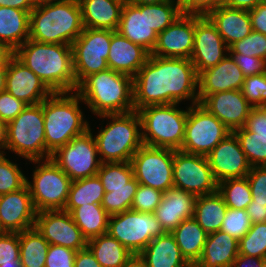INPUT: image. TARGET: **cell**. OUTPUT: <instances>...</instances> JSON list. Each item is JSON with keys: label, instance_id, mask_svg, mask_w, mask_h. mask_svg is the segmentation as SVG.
<instances>
[{"label": "cell", "instance_id": "cell-1", "mask_svg": "<svg viewBox=\"0 0 266 267\" xmlns=\"http://www.w3.org/2000/svg\"><path fill=\"white\" fill-rule=\"evenodd\" d=\"M135 111L149 105L199 104L198 74L190 59L149 55L133 77Z\"/></svg>", "mask_w": 266, "mask_h": 267}, {"label": "cell", "instance_id": "cell-2", "mask_svg": "<svg viewBox=\"0 0 266 267\" xmlns=\"http://www.w3.org/2000/svg\"><path fill=\"white\" fill-rule=\"evenodd\" d=\"M14 56L53 93L77 90L71 45L40 43L28 39L14 51Z\"/></svg>", "mask_w": 266, "mask_h": 267}, {"label": "cell", "instance_id": "cell-3", "mask_svg": "<svg viewBox=\"0 0 266 267\" xmlns=\"http://www.w3.org/2000/svg\"><path fill=\"white\" fill-rule=\"evenodd\" d=\"M76 92L95 116L135 110L133 78L109 68L87 76Z\"/></svg>", "mask_w": 266, "mask_h": 267}, {"label": "cell", "instance_id": "cell-4", "mask_svg": "<svg viewBox=\"0 0 266 267\" xmlns=\"http://www.w3.org/2000/svg\"><path fill=\"white\" fill-rule=\"evenodd\" d=\"M80 102L84 103L76 91L55 92L43 101L46 159L89 129Z\"/></svg>", "mask_w": 266, "mask_h": 267}, {"label": "cell", "instance_id": "cell-5", "mask_svg": "<svg viewBox=\"0 0 266 267\" xmlns=\"http://www.w3.org/2000/svg\"><path fill=\"white\" fill-rule=\"evenodd\" d=\"M83 30L80 4L60 0L30 12L29 39L36 42L72 45Z\"/></svg>", "mask_w": 266, "mask_h": 267}, {"label": "cell", "instance_id": "cell-6", "mask_svg": "<svg viewBox=\"0 0 266 267\" xmlns=\"http://www.w3.org/2000/svg\"><path fill=\"white\" fill-rule=\"evenodd\" d=\"M107 125L98 129L94 139L101 163L130 162L143 145L141 120L137 111L99 116ZM108 119V120H107Z\"/></svg>", "mask_w": 266, "mask_h": 267}, {"label": "cell", "instance_id": "cell-7", "mask_svg": "<svg viewBox=\"0 0 266 267\" xmlns=\"http://www.w3.org/2000/svg\"><path fill=\"white\" fill-rule=\"evenodd\" d=\"M179 106V103L149 105L137 110L144 145L181 150L188 106L186 110Z\"/></svg>", "mask_w": 266, "mask_h": 267}, {"label": "cell", "instance_id": "cell-8", "mask_svg": "<svg viewBox=\"0 0 266 267\" xmlns=\"http://www.w3.org/2000/svg\"><path fill=\"white\" fill-rule=\"evenodd\" d=\"M27 161L46 159L43 102L27 107L7 123V149Z\"/></svg>", "mask_w": 266, "mask_h": 267}, {"label": "cell", "instance_id": "cell-9", "mask_svg": "<svg viewBox=\"0 0 266 267\" xmlns=\"http://www.w3.org/2000/svg\"><path fill=\"white\" fill-rule=\"evenodd\" d=\"M29 162L37 165L26 182L36 212L64 210L72 180L51 158Z\"/></svg>", "mask_w": 266, "mask_h": 267}, {"label": "cell", "instance_id": "cell-10", "mask_svg": "<svg viewBox=\"0 0 266 267\" xmlns=\"http://www.w3.org/2000/svg\"><path fill=\"white\" fill-rule=\"evenodd\" d=\"M107 233L133 254H140L153 238L165 231L153 213L130 209L109 217Z\"/></svg>", "mask_w": 266, "mask_h": 267}, {"label": "cell", "instance_id": "cell-11", "mask_svg": "<svg viewBox=\"0 0 266 267\" xmlns=\"http://www.w3.org/2000/svg\"><path fill=\"white\" fill-rule=\"evenodd\" d=\"M112 30L84 28L72 43L73 67L77 86L89 75L108 69Z\"/></svg>", "mask_w": 266, "mask_h": 267}, {"label": "cell", "instance_id": "cell-12", "mask_svg": "<svg viewBox=\"0 0 266 267\" xmlns=\"http://www.w3.org/2000/svg\"><path fill=\"white\" fill-rule=\"evenodd\" d=\"M231 131L202 105L188 106L181 151L208 155Z\"/></svg>", "mask_w": 266, "mask_h": 267}, {"label": "cell", "instance_id": "cell-13", "mask_svg": "<svg viewBox=\"0 0 266 267\" xmlns=\"http://www.w3.org/2000/svg\"><path fill=\"white\" fill-rule=\"evenodd\" d=\"M89 129L51 154V159L74 181L93 177L101 166L93 131Z\"/></svg>", "mask_w": 266, "mask_h": 267}, {"label": "cell", "instance_id": "cell-14", "mask_svg": "<svg viewBox=\"0 0 266 267\" xmlns=\"http://www.w3.org/2000/svg\"><path fill=\"white\" fill-rule=\"evenodd\" d=\"M173 149L142 145L132 156L130 163L135 179L161 192L174 187Z\"/></svg>", "mask_w": 266, "mask_h": 267}, {"label": "cell", "instance_id": "cell-15", "mask_svg": "<svg viewBox=\"0 0 266 267\" xmlns=\"http://www.w3.org/2000/svg\"><path fill=\"white\" fill-rule=\"evenodd\" d=\"M173 184L174 187L195 196L211 194L218 189V182L209 166L207 157L181 150L174 151Z\"/></svg>", "mask_w": 266, "mask_h": 267}, {"label": "cell", "instance_id": "cell-16", "mask_svg": "<svg viewBox=\"0 0 266 267\" xmlns=\"http://www.w3.org/2000/svg\"><path fill=\"white\" fill-rule=\"evenodd\" d=\"M34 227L49 244L64 246L75 251L87 247V239L65 210L37 212Z\"/></svg>", "mask_w": 266, "mask_h": 267}, {"label": "cell", "instance_id": "cell-17", "mask_svg": "<svg viewBox=\"0 0 266 267\" xmlns=\"http://www.w3.org/2000/svg\"><path fill=\"white\" fill-rule=\"evenodd\" d=\"M229 54V47L207 16L195 15L194 47L190 61L199 75Z\"/></svg>", "mask_w": 266, "mask_h": 267}, {"label": "cell", "instance_id": "cell-18", "mask_svg": "<svg viewBox=\"0 0 266 267\" xmlns=\"http://www.w3.org/2000/svg\"><path fill=\"white\" fill-rule=\"evenodd\" d=\"M206 157L218 183L226 179L244 178L251 169L233 132L219 142Z\"/></svg>", "mask_w": 266, "mask_h": 267}, {"label": "cell", "instance_id": "cell-19", "mask_svg": "<svg viewBox=\"0 0 266 267\" xmlns=\"http://www.w3.org/2000/svg\"><path fill=\"white\" fill-rule=\"evenodd\" d=\"M195 15L182 14L158 34L150 55L164 58L190 59L194 47Z\"/></svg>", "mask_w": 266, "mask_h": 267}, {"label": "cell", "instance_id": "cell-20", "mask_svg": "<svg viewBox=\"0 0 266 267\" xmlns=\"http://www.w3.org/2000/svg\"><path fill=\"white\" fill-rule=\"evenodd\" d=\"M36 214L27 184L17 191L0 195V225L3 232L20 233L33 228Z\"/></svg>", "mask_w": 266, "mask_h": 267}, {"label": "cell", "instance_id": "cell-21", "mask_svg": "<svg viewBox=\"0 0 266 267\" xmlns=\"http://www.w3.org/2000/svg\"><path fill=\"white\" fill-rule=\"evenodd\" d=\"M231 132L243 128L253 106L241 90H228L206 96L200 103Z\"/></svg>", "mask_w": 266, "mask_h": 267}, {"label": "cell", "instance_id": "cell-22", "mask_svg": "<svg viewBox=\"0 0 266 267\" xmlns=\"http://www.w3.org/2000/svg\"><path fill=\"white\" fill-rule=\"evenodd\" d=\"M5 90L27 105L39 104L53 93L34 72L15 56L7 65Z\"/></svg>", "mask_w": 266, "mask_h": 267}, {"label": "cell", "instance_id": "cell-23", "mask_svg": "<svg viewBox=\"0 0 266 267\" xmlns=\"http://www.w3.org/2000/svg\"><path fill=\"white\" fill-rule=\"evenodd\" d=\"M245 76L228 54L216 66L198 75L199 103L208 95L228 90H241Z\"/></svg>", "mask_w": 266, "mask_h": 267}, {"label": "cell", "instance_id": "cell-24", "mask_svg": "<svg viewBox=\"0 0 266 267\" xmlns=\"http://www.w3.org/2000/svg\"><path fill=\"white\" fill-rule=\"evenodd\" d=\"M197 196L172 187L165 191L153 214L165 232L173 231L183 220L194 216Z\"/></svg>", "mask_w": 266, "mask_h": 267}, {"label": "cell", "instance_id": "cell-25", "mask_svg": "<svg viewBox=\"0 0 266 267\" xmlns=\"http://www.w3.org/2000/svg\"><path fill=\"white\" fill-rule=\"evenodd\" d=\"M150 53L142 46L131 42L117 31H112L108 68L132 78L146 63Z\"/></svg>", "mask_w": 266, "mask_h": 267}, {"label": "cell", "instance_id": "cell-26", "mask_svg": "<svg viewBox=\"0 0 266 267\" xmlns=\"http://www.w3.org/2000/svg\"><path fill=\"white\" fill-rule=\"evenodd\" d=\"M116 31L131 42L142 46L150 54L157 43L158 34L148 24L145 5H124Z\"/></svg>", "mask_w": 266, "mask_h": 267}, {"label": "cell", "instance_id": "cell-27", "mask_svg": "<svg viewBox=\"0 0 266 267\" xmlns=\"http://www.w3.org/2000/svg\"><path fill=\"white\" fill-rule=\"evenodd\" d=\"M206 16L215 25L228 47L252 32L248 10L230 8L222 4Z\"/></svg>", "mask_w": 266, "mask_h": 267}, {"label": "cell", "instance_id": "cell-28", "mask_svg": "<svg viewBox=\"0 0 266 267\" xmlns=\"http://www.w3.org/2000/svg\"><path fill=\"white\" fill-rule=\"evenodd\" d=\"M239 241L221 230L207 236L199 267H232L239 254Z\"/></svg>", "mask_w": 266, "mask_h": 267}, {"label": "cell", "instance_id": "cell-29", "mask_svg": "<svg viewBox=\"0 0 266 267\" xmlns=\"http://www.w3.org/2000/svg\"><path fill=\"white\" fill-rule=\"evenodd\" d=\"M147 267H190L171 232L153 238L140 253Z\"/></svg>", "mask_w": 266, "mask_h": 267}, {"label": "cell", "instance_id": "cell-30", "mask_svg": "<svg viewBox=\"0 0 266 267\" xmlns=\"http://www.w3.org/2000/svg\"><path fill=\"white\" fill-rule=\"evenodd\" d=\"M123 6L116 0H83L80 7L84 28L116 31Z\"/></svg>", "mask_w": 266, "mask_h": 267}, {"label": "cell", "instance_id": "cell-31", "mask_svg": "<svg viewBox=\"0 0 266 267\" xmlns=\"http://www.w3.org/2000/svg\"><path fill=\"white\" fill-rule=\"evenodd\" d=\"M30 12L0 7V43L13 51L29 39Z\"/></svg>", "mask_w": 266, "mask_h": 267}, {"label": "cell", "instance_id": "cell-32", "mask_svg": "<svg viewBox=\"0 0 266 267\" xmlns=\"http://www.w3.org/2000/svg\"><path fill=\"white\" fill-rule=\"evenodd\" d=\"M175 242L184 258L190 264H196L200 259L208 234L198 224L194 217L183 220L171 231Z\"/></svg>", "mask_w": 266, "mask_h": 267}, {"label": "cell", "instance_id": "cell-33", "mask_svg": "<svg viewBox=\"0 0 266 267\" xmlns=\"http://www.w3.org/2000/svg\"><path fill=\"white\" fill-rule=\"evenodd\" d=\"M227 209L223 197L216 191L211 194L197 196L193 217L204 231L210 234L221 230Z\"/></svg>", "mask_w": 266, "mask_h": 267}, {"label": "cell", "instance_id": "cell-34", "mask_svg": "<svg viewBox=\"0 0 266 267\" xmlns=\"http://www.w3.org/2000/svg\"><path fill=\"white\" fill-rule=\"evenodd\" d=\"M87 247L102 267H122L133 254L109 233L87 240Z\"/></svg>", "mask_w": 266, "mask_h": 267}, {"label": "cell", "instance_id": "cell-35", "mask_svg": "<svg viewBox=\"0 0 266 267\" xmlns=\"http://www.w3.org/2000/svg\"><path fill=\"white\" fill-rule=\"evenodd\" d=\"M70 214L87 240L108 232L110 215L101 204L81 205L74 208Z\"/></svg>", "mask_w": 266, "mask_h": 267}, {"label": "cell", "instance_id": "cell-36", "mask_svg": "<svg viewBox=\"0 0 266 267\" xmlns=\"http://www.w3.org/2000/svg\"><path fill=\"white\" fill-rule=\"evenodd\" d=\"M48 241L33 227L19 233L22 267H45Z\"/></svg>", "mask_w": 266, "mask_h": 267}, {"label": "cell", "instance_id": "cell-37", "mask_svg": "<svg viewBox=\"0 0 266 267\" xmlns=\"http://www.w3.org/2000/svg\"><path fill=\"white\" fill-rule=\"evenodd\" d=\"M104 193L103 184L97 175L74 180L71 183L64 210L70 213L81 205L101 204Z\"/></svg>", "mask_w": 266, "mask_h": 267}, {"label": "cell", "instance_id": "cell-38", "mask_svg": "<svg viewBox=\"0 0 266 267\" xmlns=\"http://www.w3.org/2000/svg\"><path fill=\"white\" fill-rule=\"evenodd\" d=\"M104 189L137 188L130 162L101 163L97 172Z\"/></svg>", "mask_w": 266, "mask_h": 267}, {"label": "cell", "instance_id": "cell-39", "mask_svg": "<svg viewBox=\"0 0 266 267\" xmlns=\"http://www.w3.org/2000/svg\"><path fill=\"white\" fill-rule=\"evenodd\" d=\"M217 191L221 194L227 208L245 209L252 201L251 189L247 177L226 179L218 183Z\"/></svg>", "mask_w": 266, "mask_h": 267}, {"label": "cell", "instance_id": "cell-40", "mask_svg": "<svg viewBox=\"0 0 266 267\" xmlns=\"http://www.w3.org/2000/svg\"><path fill=\"white\" fill-rule=\"evenodd\" d=\"M147 21L151 29L161 33L176 21L182 14L178 0H167L160 4L145 5Z\"/></svg>", "mask_w": 266, "mask_h": 267}, {"label": "cell", "instance_id": "cell-41", "mask_svg": "<svg viewBox=\"0 0 266 267\" xmlns=\"http://www.w3.org/2000/svg\"><path fill=\"white\" fill-rule=\"evenodd\" d=\"M251 167L266 166V140L255 137L244 127L233 131Z\"/></svg>", "mask_w": 266, "mask_h": 267}, {"label": "cell", "instance_id": "cell-42", "mask_svg": "<svg viewBox=\"0 0 266 267\" xmlns=\"http://www.w3.org/2000/svg\"><path fill=\"white\" fill-rule=\"evenodd\" d=\"M238 247L239 254L266 259V222L252 224Z\"/></svg>", "mask_w": 266, "mask_h": 267}, {"label": "cell", "instance_id": "cell-43", "mask_svg": "<svg viewBox=\"0 0 266 267\" xmlns=\"http://www.w3.org/2000/svg\"><path fill=\"white\" fill-rule=\"evenodd\" d=\"M0 154V195L17 191L26 185L27 177L18 164Z\"/></svg>", "mask_w": 266, "mask_h": 267}, {"label": "cell", "instance_id": "cell-44", "mask_svg": "<svg viewBox=\"0 0 266 267\" xmlns=\"http://www.w3.org/2000/svg\"><path fill=\"white\" fill-rule=\"evenodd\" d=\"M136 190L137 188L104 189L101 205L110 216L130 210Z\"/></svg>", "mask_w": 266, "mask_h": 267}, {"label": "cell", "instance_id": "cell-45", "mask_svg": "<svg viewBox=\"0 0 266 267\" xmlns=\"http://www.w3.org/2000/svg\"><path fill=\"white\" fill-rule=\"evenodd\" d=\"M229 54H242L266 60V35L252 30L244 39L229 47Z\"/></svg>", "mask_w": 266, "mask_h": 267}, {"label": "cell", "instance_id": "cell-46", "mask_svg": "<svg viewBox=\"0 0 266 267\" xmlns=\"http://www.w3.org/2000/svg\"><path fill=\"white\" fill-rule=\"evenodd\" d=\"M252 226L249 215L245 209H227L222 221L221 231L228 233L238 241L249 231Z\"/></svg>", "mask_w": 266, "mask_h": 267}, {"label": "cell", "instance_id": "cell-47", "mask_svg": "<svg viewBox=\"0 0 266 267\" xmlns=\"http://www.w3.org/2000/svg\"><path fill=\"white\" fill-rule=\"evenodd\" d=\"M241 91L253 107H261L266 103V72L245 77Z\"/></svg>", "mask_w": 266, "mask_h": 267}, {"label": "cell", "instance_id": "cell-48", "mask_svg": "<svg viewBox=\"0 0 266 267\" xmlns=\"http://www.w3.org/2000/svg\"><path fill=\"white\" fill-rule=\"evenodd\" d=\"M163 192L152 187L139 184L137 187L131 210L142 213H153L161 203Z\"/></svg>", "mask_w": 266, "mask_h": 267}, {"label": "cell", "instance_id": "cell-49", "mask_svg": "<svg viewBox=\"0 0 266 267\" xmlns=\"http://www.w3.org/2000/svg\"><path fill=\"white\" fill-rule=\"evenodd\" d=\"M20 262L19 233L0 234V265Z\"/></svg>", "mask_w": 266, "mask_h": 267}, {"label": "cell", "instance_id": "cell-50", "mask_svg": "<svg viewBox=\"0 0 266 267\" xmlns=\"http://www.w3.org/2000/svg\"><path fill=\"white\" fill-rule=\"evenodd\" d=\"M76 252L64 246L50 244L45 267H74Z\"/></svg>", "mask_w": 266, "mask_h": 267}, {"label": "cell", "instance_id": "cell-51", "mask_svg": "<svg viewBox=\"0 0 266 267\" xmlns=\"http://www.w3.org/2000/svg\"><path fill=\"white\" fill-rule=\"evenodd\" d=\"M252 201L266 203V166L251 167L247 174Z\"/></svg>", "mask_w": 266, "mask_h": 267}, {"label": "cell", "instance_id": "cell-52", "mask_svg": "<svg viewBox=\"0 0 266 267\" xmlns=\"http://www.w3.org/2000/svg\"><path fill=\"white\" fill-rule=\"evenodd\" d=\"M27 104L12 96L8 91L0 93V120L6 123L15 119Z\"/></svg>", "mask_w": 266, "mask_h": 267}, {"label": "cell", "instance_id": "cell-53", "mask_svg": "<svg viewBox=\"0 0 266 267\" xmlns=\"http://www.w3.org/2000/svg\"><path fill=\"white\" fill-rule=\"evenodd\" d=\"M181 14L206 16L223 4V0H178Z\"/></svg>", "mask_w": 266, "mask_h": 267}, {"label": "cell", "instance_id": "cell-54", "mask_svg": "<svg viewBox=\"0 0 266 267\" xmlns=\"http://www.w3.org/2000/svg\"><path fill=\"white\" fill-rule=\"evenodd\" d=\"M245 77L266 72V60L259 57L230 54Z\"/></svg>", "mask_w": 266, "mask_h": 267}, {"label": "cell", "instance_id": "cell-55", "mask_svg": "<svg viewBox=\"0 0 266 267\" xmlns=\"http://www.w3.org/2000/svg\"><path fill=\"white\" fill-rule=\"evenodd\" d=\"M244 128L254 133L255 137L266 140V114L261 107L251 109Z\"/></svg>", "mask_w": 266, "mask_h": 267}, {"label": "cell", "instance_id": "cell-56", "mask_svg": "<svg viewBox=\"0 0 266 267\" xmlns=\"http://www.w3.org/2000/svg\"><path fill=\"white\" fill-rule=\"evenodd\" d=\"M252 30L266 35V3H259L255 8L248 10Z\"/></svg>", "mask_w": 266, "mask_h": 267}, {"label": "cell", "instance_id": "cell-57", "mask_svg": "<svg viewBox=\"0 0 266 267\" xmlns=\"http://www.w3.org/2000/svg\"><path fill=\"white\" fill-rule=\"evenodd\" d=\"M74 267H102L88 247L76 252Z\"/></svg>", "mask_w": 266, "mask_h": 267}, {"label": "cell", "instance_id": "cell-58", "mask_svg": "<svg viewBox=\"0 0 266 267\" xmlns=\"http://www.w3.org/2000/svg\"><path fill=\"white\" fill-rule=\"evenodd\" d=\"M246 211L252 224L266 222V203L251 201Z\"/></svg>", "mask_w": 266, "mask_h": 267}, {"label": "cell", "instance_id": "cell-59", "mask_svg": "<svg viewBox=\"0 0 266 267\" xmlns=\"http://www.w3.org/2000/svg\"><path fill=\"white\" fill-rule=\"evenodd\" d=\"M232 267H266V259L238 254Z\"/></svg>", "mask_w": 266, "mask_h": 267}, {"label": "cell", "instance_id": "cell-60", "mask_svg": "<svg viewBox=\"0 0 266 267\" xmlns=\"http://www.w3.org/2000/svg\"><path fill=\"white\" fill-rule=\"evenodd\" d=\"M0 7H8L31 12L35 8L33 0H0Z\"/></svg>", "mask_w": 266, "mask_h": 267}, {"label": "cell", "instance_id": "cell-61", "mask_svg": "<svg viewBox=\"0 0 266 267\" xmlns=\"http://www.w3.org/2000/svg\"><path fill=\"white\" fill-rule=\"evenodd\" d=\"M261 0H223V5L230 8L251 10L255 8Z\"/></svg>", "mask_w": 266, "mask_h": 267}, {"label": "cell", "instance_id": "cell-62", "mask_svg": "<svg viewBox=\"0 0 266 267\" xmlns=\"http://www.w3.org/2000/svg\"><path fill=\"white\" fill-rule=\"evenodd\" d=\"M14 56V51L7 45L0 43V69H7L8 62Z\"/></svg>", "mask_w": 266, "mask_h": 267}, {"label": "cell", "instance_id": "cell-63", "mask_svg": "<svg viewBox=\"0 0 266 267\" xmlns=\"http://www.w3.org/2000/svg\"><path fill=\"white\" fill-rule=\"evenodd\" d=\"M7 149V123L0 120V154H6Z\"/></svg>", "mask_w": 266, "mask_h": 267}, {"label": "cell", "instance_id": "cell-64", "mask_svg": "<svg viewBox=\"0 0 266 267\" xmlns=\"http://www.w3.org/2000/svg\"><path fill=\"white\" fill-rule=\"evenodd\" d=\"M122 267H147V265L140 254H132Z\"/></svg>", "mask_w": 266, "mask_h": 267}, {"label": "cell", "instance_id": "cell-65", "mask_svg": "<svg viewBox=\"0 0 266 267\" xmlns=\"http://www.w3.org/2000/svg\"><path fill=\"white\" fill-rule=\"evenodd\" d=\"M167 0H131L132 4L135 5H153V4H160Z\"/></svg>", "mask_w": 266, "mask_h": 267}, {"label": "cell", "instance_id": "cell-66", "mask_svg": "<svg viewBox=\"0 0 266 267\" xmlns=\"http://www.w3.org/2000/svg\"><path fill=\"white\" fill-rule=\"evenodd\" d=\"M7 69H0V93L6 89Z\"/></svg>", "mask_w": 266, "mask_h": 267}, {"label": "cell", "instance_id": "cell-67", "mask_svg": "<svg viewBox=\"0 0 266 267\" xmlns=\"http://www.w3.org/2000/svg\"><path fill=\"white\" fill-rule=\"evenodd\" d=\"M60 0H33V3L36 5H42V4H47V3H52Z\"/></svg>", "mask_w": 266, "mask_h": 267}, {"label": "cell", "instance_id": "cell-68", "mask_svg": "<svg viewBox=\"0 0 266 267\" xmlns=\"http://www.w3.org/2000/svg\"><path fill=\"white\" fill-rule=\"evenodd\" d=\"M0 267H22L21 263H13V264H2Z\"/></svg>", "mask_w": 266, "mask_h": 267}, {"label": "cell", "instance_id": "cell-69", "mask_svg": "<svg viewBox=\"0 0 266 267\" xmlns=\"http://www.w3.org/2000/svg\"><path fill=\"white\" fill-rule=\"evenodd\" d=\"M116 1L122 3L123 5L131 3V0H116Z\"/></svg>", "mask_w": 266, "mask_h": 267}, {"label": "cell", "instance_id": "cell-70", "mask_svg": "<svg viewBox=\"0 0 266 267\" xmlns=\"http://www.w3.org/2000/svg\"><path fill=\"white\" fill-rule=\"evenodd\" d=\"M61 1H67V2H73V3L80 4L83 0H61Z\"/></svg>", "mask_w": 266, "mask_h": 267}, {"label": "cell", "instance_id": "cell-71", "mask_svg": "<svg viewBox=\"0 0 266 267\" xmlns=\"http://www.w3.org/2000/svg\"><path fill=\"white\" fill-rule=\"evenodd\" d=\"M261 108L263 109V111H264L265 114H266V103H264V104L261 106Z\"/></svg>", "mask_w": 266, "mask_h": 267}, {"label": "cell", "instance_id": "cell-72", "mask_svg": "<svg viewBox=\"0 0 266 267\" xmlns=\"http://www.w3.org/2000/svg\"><path fill=\"white\" fill-rule=\"evenodd\" d=\"M190 267H199L196 264H191Z\"/></svg>", "mask_w": 266, "mask_h": 267}, {"label": "cell", "instance_id": "cell-73", "mask_svg": "<svg viewBox=\"0 0 266 267\" xmlns=\"http://www.w3.org/2000/svg\"><path fill=\"white\" fill-rule=\"evenodd\" d=\"M2 233H4V232L2 231V227H1V225H0V234H2Z\"/></svg>", "mask_w": 266, "mask_h": 267}]
</instances>
